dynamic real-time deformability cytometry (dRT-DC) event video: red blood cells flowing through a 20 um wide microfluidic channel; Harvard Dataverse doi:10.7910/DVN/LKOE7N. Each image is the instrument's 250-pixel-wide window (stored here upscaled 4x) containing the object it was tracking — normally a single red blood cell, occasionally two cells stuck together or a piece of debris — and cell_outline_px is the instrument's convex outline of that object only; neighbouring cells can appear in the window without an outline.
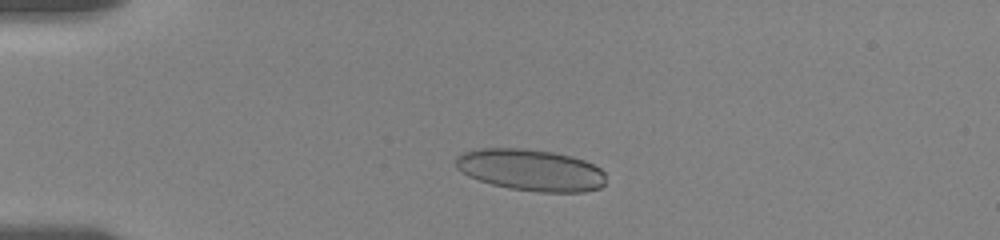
{"species": "human", "species_latin": "Homo sapiens", "temperature_condition": "room temperature", "stored_images_in_passage": 35, "camera_frame_rate_fps": 3000, "um_per_image_px": 0.085, "donor": {"sex": "female"}, "frame": {"image": 1, "passage_image": 6, "time_ms": 3.333, "image_size_px": [1000, 240], "cell_outline_px": [[604, 184], [600, 188], [584, 192], [540, 192], [508, 188], [492, 184], [468, 176], [460, 172], [456, 168], [456, 156], [464, 152], [480, 148], [524, 148], [552, 152], [572, 156], [584, 160], [600, 168], [604, 172]], "centroid_in_image_um": [45.1, 14.45], "position_along_channel_um": 39.9, "area_um2": 36.53}}
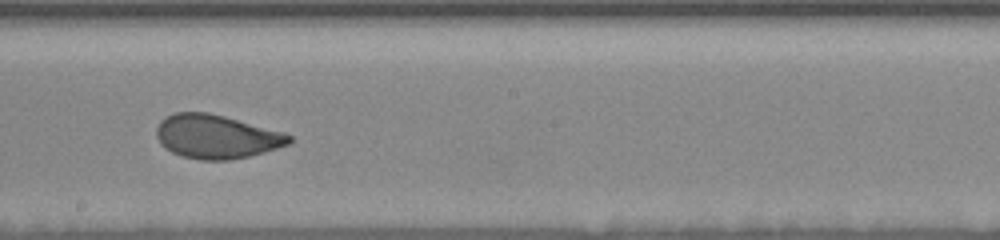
{"frame": {"image": 2, "passage_image": 18, "time_ms": 9.667, "image_size_px": [1000, 240], "cell_outline_px": [[292, 140], [288, 144], [264, 152], [248, 156], [228, 160], [200, 160], [180, 156], [164, 148], [160, 144], [156, 136], [156, 128], [160, 120], [164, 116], [176, 112], [208, 112], [224, 116], [284, 132], [292, 136]], "centroid_in_image_um": [18.35, 11.61], "position_along_channel_um": 229.9, "area_um2": 33.99}}
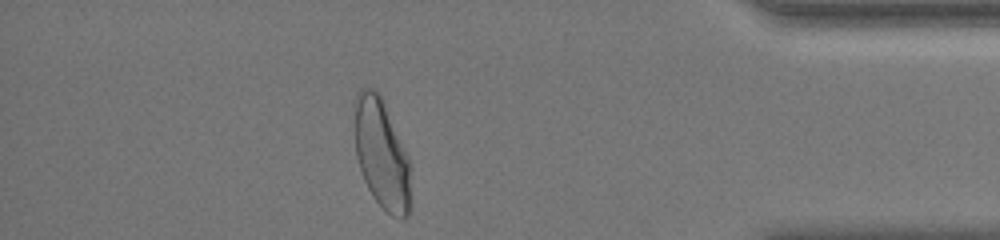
{"frame": {"image": 3, "passage_image": 30, "time_ms": 15.333, "image_size_px": [1000, 240], "cell_outline_px": [[412, 200], [408, 216], [404, 220], [400, 220], [392, 216], [372, 196], [364, 180], [356, 156], [352, 104], [352, 100], [360, 88], [372, 88], [380, 92], [408, 156]], "centroid_in_image_um": [32.42, 13.06], "position_along_channel_um": 402.8, "area_um2": 36.88}, "authors_computed_cell_mechanics": {"area_um2": 35.3736, "velocity_mm_per_s": 3.62, "shape_relaxation_time_tau1_ms": 3.8245, "shape_relaxation_time_tau2_ms": null, "deformation_change_tau1": 0.1408, "deformation_change_tau2": null}}